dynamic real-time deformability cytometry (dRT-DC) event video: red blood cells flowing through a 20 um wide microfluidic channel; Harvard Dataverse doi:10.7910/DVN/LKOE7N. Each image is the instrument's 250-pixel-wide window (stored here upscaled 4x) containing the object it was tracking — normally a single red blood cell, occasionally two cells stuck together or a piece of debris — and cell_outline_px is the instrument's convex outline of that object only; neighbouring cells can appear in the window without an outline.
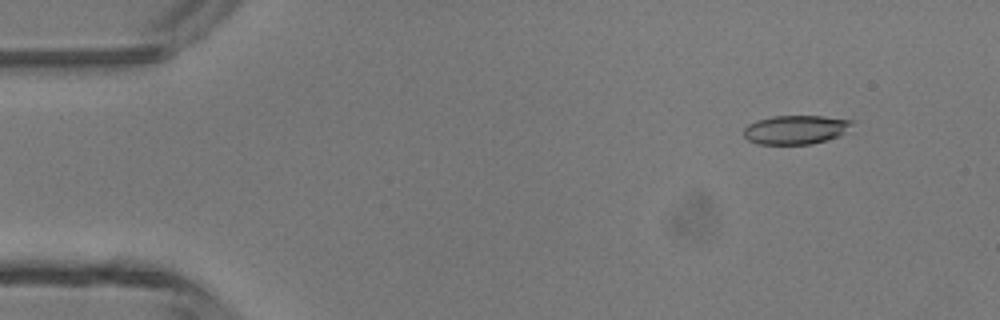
{"species": "common noctule bat (a hibernating species)", "species_latin": "Nyctalus noctula", "temperature_condition": "room temperature", "stored_images_in_passage": 47, "camera_frame_rate_fps": 3000, "um_per_image_px": 0.085, "animal": {"sex": "male", "body_mass_g": 13.3}, "frame": {"image": 1, "passage_image": 5, "time_ms": 1.333, "image_size_px": [1000, 320], "cell_outline_px": [[852, 124], [840, 136], [828, 140], [812, 144], [756, 144], [748, 140], [744, 136], [744, 128], [748, 124], [756, 120], [772, 116], [824, 116], [852, 120]], "centroid_in_image_um": [67.61, 11.02], "position_along_channel_um": 17.4, "area_um2": 18.32}}
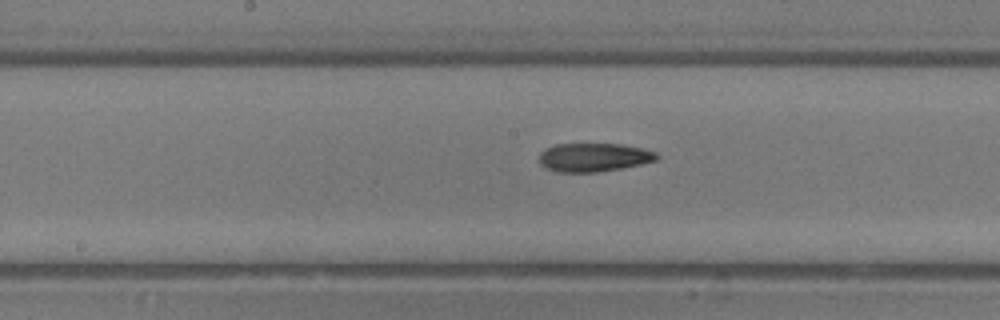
{"frame": {"image": 2, "passage_image": 24, "time_ms": 7.667, "image_size_px": [1000, 320], "cell_outline_px": [[660, 156], [656, 160], [640, 164], [620, 168], [596, 172], [556, 172], [540, 164], [540, 152], [556, 144], [620, 144], [644, 148], [656, 152]], "centroid_in_image_um": [50.49, 13.37], "position_along_channel_um": 197.7, "area_um2": 19.42}}
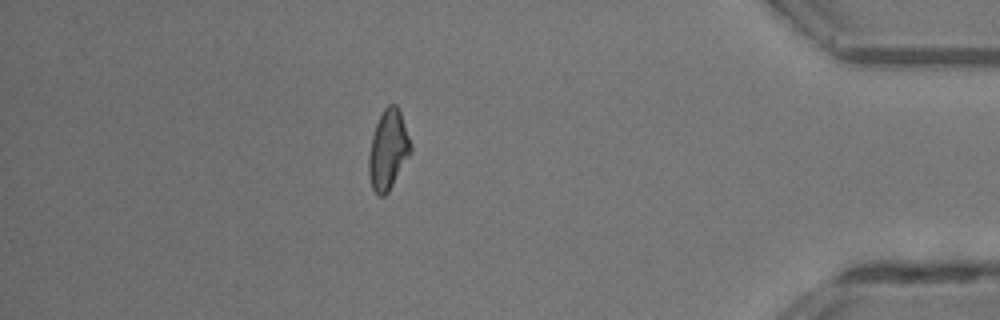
{"frame": {"image": 3, "passage_image": 41, "time_ms": 13.333, "image_size_px": [1000, 320], "cell_outline_px": [[412, 152], [388, 192], [384, 196], [380, 196], [372, 188], [368, 172], [368, 156], [372, 136], [376, 124], [384, 108], [388, 104], [396, 104], [400, 112], [412, 148]], "centroid_in_image_um": [32.98, 12.75], "position_along_channel_um": 402.2, "area_um2": 19.25}, "authors_computed_cell_mechanics": {"area_um2": 19.4786, "velocity_mm_per_s": 4.4104, "shape_relaxation_time_tau1_ms": null, "shape_relaxation_time_tau2_ms": 4.6286, "deformation_change_tau1": null, "deformation_change_tau2": 0.1333}}